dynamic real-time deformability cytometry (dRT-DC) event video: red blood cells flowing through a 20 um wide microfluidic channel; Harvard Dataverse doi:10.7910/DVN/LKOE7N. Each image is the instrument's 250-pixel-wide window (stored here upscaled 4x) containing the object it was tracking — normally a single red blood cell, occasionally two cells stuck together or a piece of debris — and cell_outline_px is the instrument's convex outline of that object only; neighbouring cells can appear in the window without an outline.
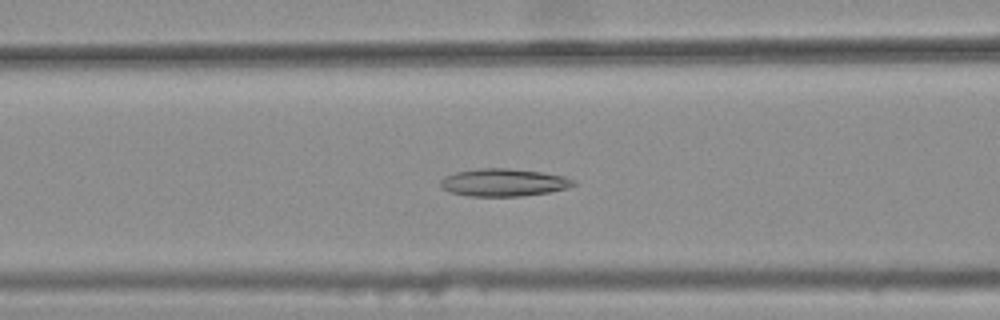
{"species": "common noctule bat (a hibernating species)", "species_latin": "Nyctalus noctula", "temperature_condition": "warm", "stored_images_in_passage": 44, "camera_frame_rate_fps": 3000, "um_per_image_px": 0.085, "animal": {"sex": "female", "body_mass_g": 25.1}, "frame": {"image": 1, "passage_image": 21, "time_ms": 6.667, "image_size_px": [1000, 320], "cell_outline_px": [[576, 184], [568, 188], [548, 192], [520, 196], [468, 196], [448, 192], [440, 188], [440, 180], [444, 176], [456, 172], [480, 168], [508, 168], [540, 172], [564, 176], [576, 180]], "centroid_in_image_um": [42.78, 15.51], "position_along_channel_um": 123.8, "area_um2": 21.5}}
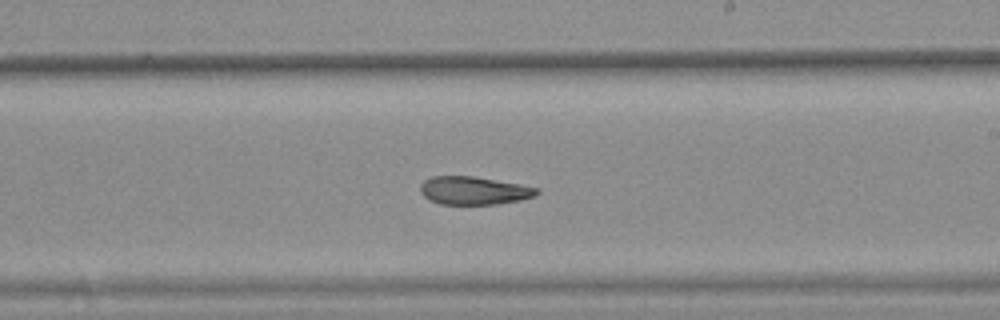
{"frame": {"image": 2, "passage_image": 31, "time_ms": 10.0, "image_size_px": [1000, 320], "cell_outline_px": [[540, 192], [536, 196], [520, 200], [496, 204], [440, 204], [428, 200], [420, 192], [420, 184], [424, 180], [432, 176], [472, 176], [520, 184], [540, 188]], "centroid_in_image_um": [40.28, 16.2], "position_along_channel_um": 248.7, "area_um2": 19.19}}
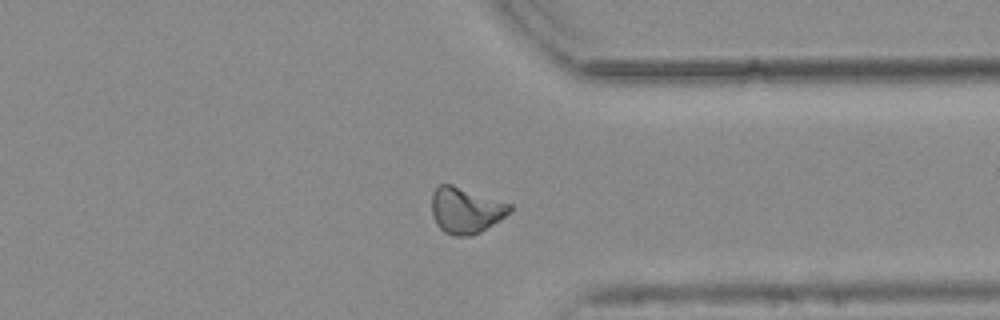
{"frame": {"image": 3, "passage_image": 41, "time_ms": 13.333, "image_size_px": [1000, 320], "cell_outline_px": [[512, 212], [500, 220], [480, 232], [472, 236], [456, 236], [444, 232], [436, 224], [432, 216], [432, 192], [440, 184], [452, 184], [512, 204]], "centroid_in_image_um": [39.59, 17.88], "position_along_channel_um": 371.8, "area_um2": 21.1}, "authors_computed_cell_mechanics": {"area_um2": 20.808, "velocity_mm_per_s": 3.7591, "shape_relaxation_time_tau1_ms": null, "shape_relaxation_time_tau2_ms": 6.2703, "deformation_change_tau1": null, "deformation_change_tau2": 0.1601}}